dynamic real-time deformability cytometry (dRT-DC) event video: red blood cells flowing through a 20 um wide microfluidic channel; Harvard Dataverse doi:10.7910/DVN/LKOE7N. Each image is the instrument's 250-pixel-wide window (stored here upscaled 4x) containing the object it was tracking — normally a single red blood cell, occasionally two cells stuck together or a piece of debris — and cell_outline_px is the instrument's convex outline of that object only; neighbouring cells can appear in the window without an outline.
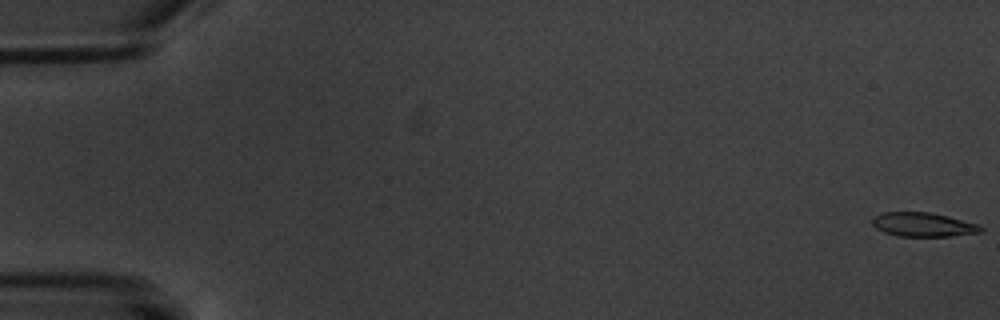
{"species": "common noctule bat (a hibernating species)", "species_latin": "Nyctalus noctula", "temperature_condition": "warm", "stored_images_in_passage": 6, "camera_frame_rate_fps": 3000, "um_per_image_px": 0.085, "animal": {"sex": "male", "body_mass_g": 20.1, "forearm_length_mm": 53.5}, "frame": {"image": 1, "passage_image": 1, "time_ms": 0.0, "image_size_px": [1000, 320], "cell_outline_px": [[984, 232], [948, 236], [896, 236], [884, 232], [876, 228], [872, 224], [872, 216], [884, 212], [932, 212], [948, 216], [976, 224], [984, 228]], "centroid_in_image_um": [78.44, 19.09], "position_along_channel_um": 6.6, "area_um2": 15.26}}
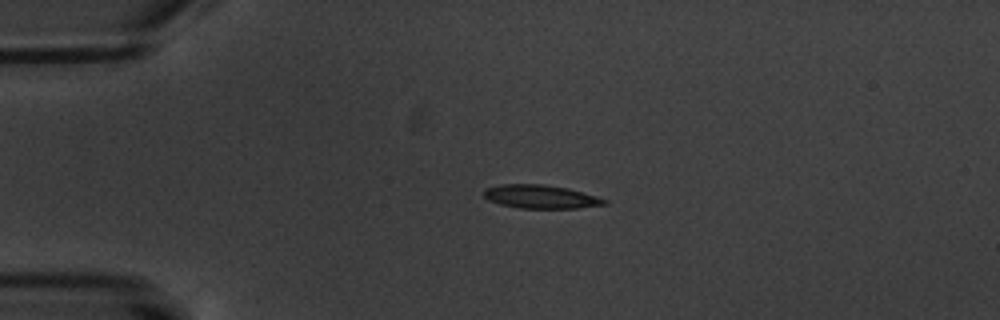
{"frame": {"image": 2, "passage_image": 5, "time_ms": 4.667, "image_size_px": [1000, 320], "cell_outline_px": [[608, 204], [580, 208], [520, 208], [500, 204], [488, 200], [484, 196], [484, 188], [500, 184], [544, 184], [568, 188], [596, 196], [608, 200]], "centroid_in_image_um": [45.96, 16.71], "position_along_channel_um": 39.0, "area_um2": 16.59}}